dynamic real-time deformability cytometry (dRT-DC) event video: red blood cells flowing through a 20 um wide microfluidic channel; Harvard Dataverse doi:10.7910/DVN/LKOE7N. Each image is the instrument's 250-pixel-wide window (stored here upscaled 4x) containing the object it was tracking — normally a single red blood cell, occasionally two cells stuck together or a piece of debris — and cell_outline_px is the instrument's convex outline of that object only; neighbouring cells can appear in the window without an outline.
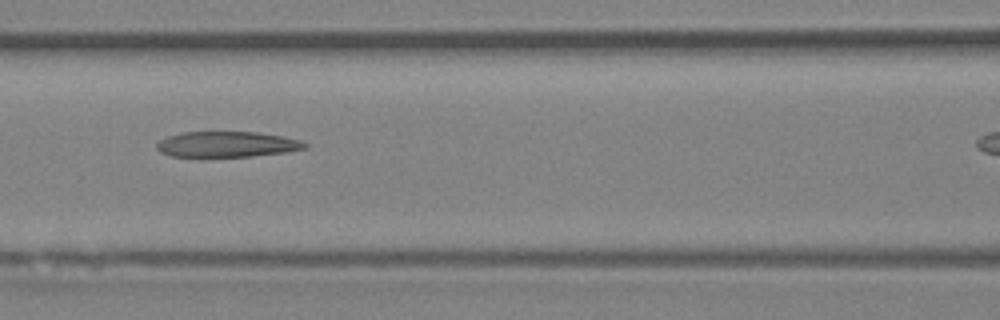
{"species": "Egyptian fruit bat (a non-hibernating species)", "species_latin": "Rousettus aegyptiacus", "temperature_condition": "room temperature", "stored_images_in_passage": 5, "camera_frame_rate_fps": 3000, "um_per_image_px": 0.085, "animal": {"sex": "female"}, "frame": {"image": 1, "passage_image": 4, "time_ms": 3.333, "image_size_px": [1000, 320], "cell_outline_px": [[308, 148], [284, 152], [252, 156], [172, 156], [160, 152], [156, 148], [156, 144], [160, 140], [168, 136], [184, 132], [256, 132], [284, 136], [300, 140], [308, 144]], "centroid_in_image_um": [19.31, 12.26], "position_along_channel_um": 147.3, "area_um2": 21.96}}